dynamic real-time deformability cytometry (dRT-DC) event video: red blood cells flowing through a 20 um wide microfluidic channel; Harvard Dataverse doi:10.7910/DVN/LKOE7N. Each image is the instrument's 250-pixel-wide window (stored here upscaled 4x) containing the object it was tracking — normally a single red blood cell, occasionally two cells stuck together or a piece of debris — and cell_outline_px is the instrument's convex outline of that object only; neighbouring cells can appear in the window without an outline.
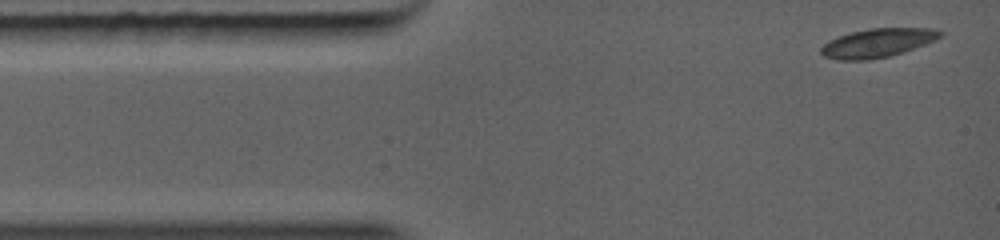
{"species": "common noctule bat (a hibernating species)", "species_latin": "Nyctalus noctula", "temperature_condition": "warm", "stored_images_in_passage": 42, "camera_frame_rate_fps": 5000, "um_per_image_px": 0.085, "animal": {"sex": "female", "body_mass_g": 19.0, "forearm_length_mm": 56.7}, "frame": {"image": 1, "passage_image": 1, "time_ms": 0.0, "image_size_px": [1000, 240], "cell_outline_px": [[944, 32], [940, 36], [924, 44], [888, 56], [868, 60], [840, 60], [824, 56], [820, 52], [820, 48], [828, 40], [852, 32], [868, 28], [928, 28]], "centroid_in_image_um": [74.52, 3.64], "position_along_channel_um": 10.5, "area_um2": 19.54}}
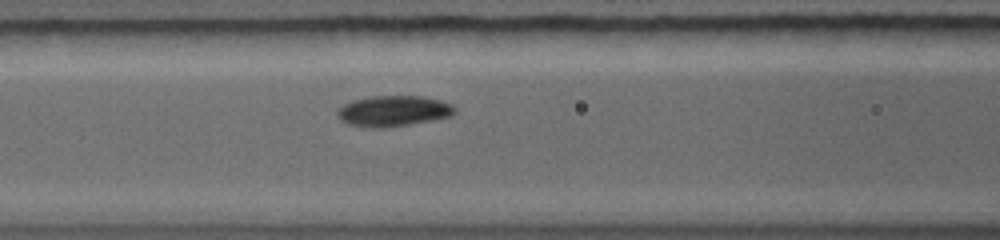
{"frame": {"image": 2, "passage_image": 16, "time_ms": 3.8, "image_size_px": [1000, 240], "cell_outline_px": [[456, 112], [452, 116], [432, 120], [384, 128], [372, 128], [348, 124], [340, 120], [336, 112], [344, 104], [356, 100], [372, 96], [424, 96], [440, 100], [452, 104], [456, 108]], "centroid_in_image_um": [33.47, 9.44], "position_along_channel_um": 133.1, "area_um2": 20.98}}
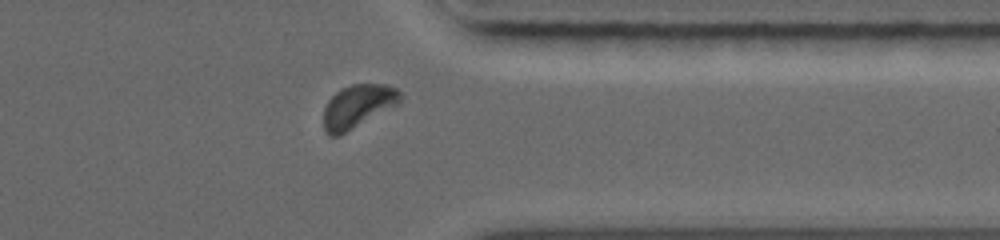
{"frame": {"image": 3, "passage_image": 37, "time_ms": 9.0, "image_size_px": [1000, 240], "cell_outline_px": [[404, 96], [400, 104], [340, 136], [328, 136], [324, 132], [324, 108], [328, 100], [340, 88], [352, 84], [388, 84], [396, 88]], "centroid_in_image_um": [30.44, 9.04], "position_along_channel_um": 381.0, "area_um2": 19.83}}